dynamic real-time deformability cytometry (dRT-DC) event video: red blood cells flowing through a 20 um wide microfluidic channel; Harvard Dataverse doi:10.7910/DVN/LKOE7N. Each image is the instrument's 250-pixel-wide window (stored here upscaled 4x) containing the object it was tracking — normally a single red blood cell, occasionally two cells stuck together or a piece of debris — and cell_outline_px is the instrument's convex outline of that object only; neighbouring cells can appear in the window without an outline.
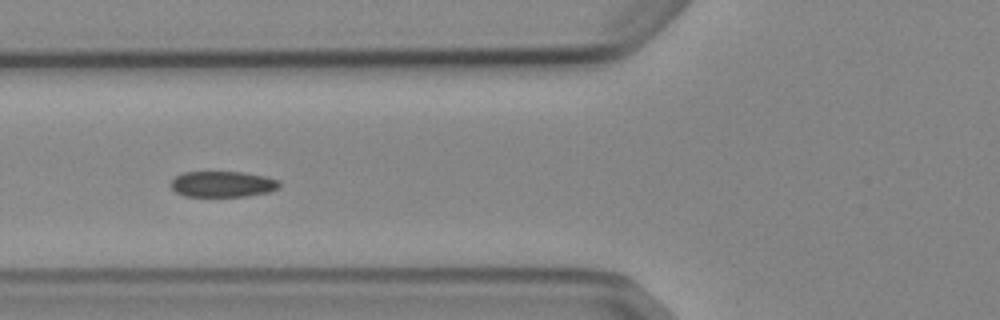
{"species": "Egyptian fruit bat (a non-hibernating species)", "species_latin": "Rousettus aegyptiacus", "temperature_condition": "cold", "stored_images_in_passage": 38, "camera_frame_rate_fps": 3000, "um_per_image_px": 0.085, "animal": {"sex": "female"}, "frame": {"image": 1, "passage_image": 6, "time_ms": 1.667, "image_size_px": [1000, 320], "cell_outline_px": [[280, 188], [268, 192], [248, 196], [184, 196], [176, 192], [168, 184], [176, 176], [184, 172], [244, 172], [264, 176], [280, 180]], "centroid_in_image_um": [18.93, 15.65], "position_along_channel_um": 106.9, "area_um2": 16.47}}
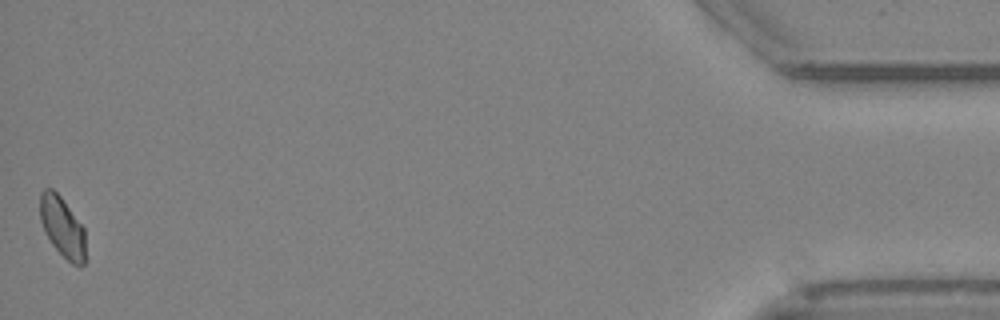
{"frame": {"image": 2, "passage_image": 38, "time_ms": 12.333, "image_size_px": [1000, 320], "cell_outline_px": [[84, 264], [80, 268], [72, 264], [52, 244], [40, 220], [40, 192], [44, 188], [52, 188], [60, 196], [84, 228]], "centroid_in_image_um": [5.29, 19.28], "position_along_channel_um": 429.9, "area_um2": 15.66}, "authors_computed_cell_mechanics": {"area_um2": 17.0221, "velocity_mm_per_s": 3.8745, "shape_relaxation_time_tau1_ms": null, "shape_relaxation_time_tau2_ms": 2.2938, "deformation_change_tau1": null, "deformation_change_tau2": 0.0487}}